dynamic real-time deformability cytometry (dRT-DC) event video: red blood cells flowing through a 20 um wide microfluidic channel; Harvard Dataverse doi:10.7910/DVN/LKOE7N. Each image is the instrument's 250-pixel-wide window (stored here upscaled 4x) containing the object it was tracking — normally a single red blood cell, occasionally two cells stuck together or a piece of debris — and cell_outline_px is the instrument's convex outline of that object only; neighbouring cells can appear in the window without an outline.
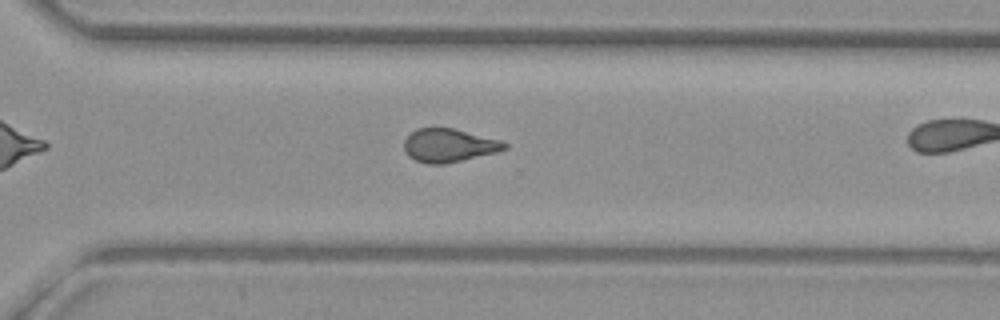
{"species": "common noctule bat (a hibernating species)", "species_latin": "Nyctalus noctula", "temperature_condition": "warm", "stored_images_in_passage": 32, "camera_frame_rate_fps": 3000, "um_per_image_px": 0.085, "animal": {"sex": "female", "body_mass_g": 29.2, "forearm_length_mm": 56.3}, "frame": {"image": 1, "passage_image": 28, "time_ms": 9.0, "image_size_px": [1000, 320], "cell_outline_px": [[508, 148], [496, 152], [444, 164], [424, 164], [408, 156], [404, 148], [404, 140], [416, 128], [452, 128], [500, 140], [508, 144]], "centroid_in_image_um": [38.13, 12.36], "position_along_channel_um": 332.5, "area_um2": 19.36}}